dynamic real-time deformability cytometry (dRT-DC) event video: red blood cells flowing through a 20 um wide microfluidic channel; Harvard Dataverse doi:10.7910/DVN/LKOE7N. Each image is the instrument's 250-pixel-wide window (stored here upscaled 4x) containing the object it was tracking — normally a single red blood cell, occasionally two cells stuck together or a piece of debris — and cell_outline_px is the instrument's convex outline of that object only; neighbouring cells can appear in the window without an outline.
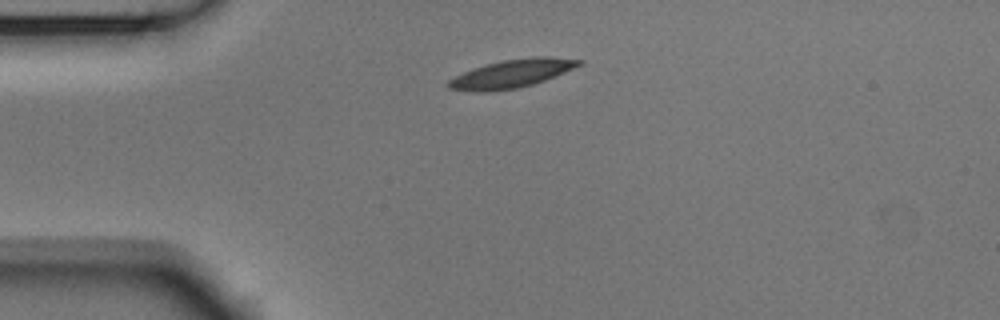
{"species": "Egyptian fruit bat (a non-hibernating species)", "species_latin": "Rousettus aegyptiacus", "temperature_condition": "room temperature", "stored_images_in_passage": 42, "camera_frame_rate_fps": 3000, "um_per_image_px": 0.085, "animal": {"sex": "male"}, "frame": {"image": 1, "passage_image": 1, "time_ms": 0.0, "image_size_px": [1000, 320], "cell_outline_px": [[584, 64], [544, 80], [520, 88], [488, 92], [476, 92], [448, 88], [444, 84], [448, 80], [472, 68], [504, 60], [532, 56], [548, 56], [584, 60]], "centroid_in_image_um": [43.5, 6.26], "position_along_channel_um": 41.5, "area_um2": 21.56}}
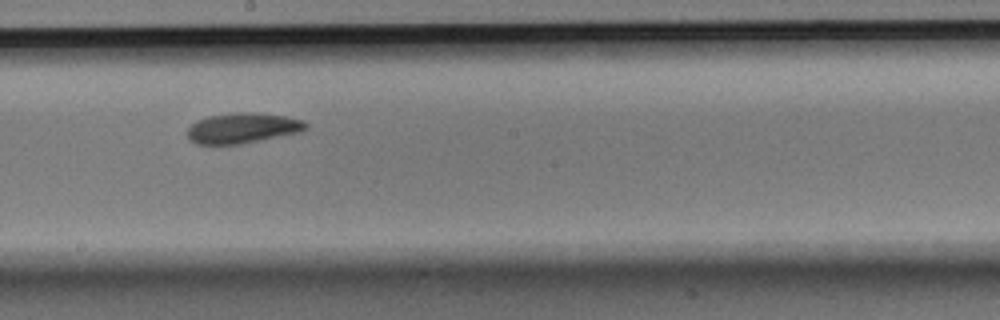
{"frame": {"image": 2, "passage_image": 18, "time_ms": 5.667, "image_size_px": [1000, 320], "cell_outline_px": [[308, 128], [300, 132], [240, 144], [196, 144], [188, 140], [188, 128], [196, 120], [208, 116], [232, 112], [256, 112], [288, 116], [304, 120], [308, 124]], "centroid_in_image_um": [20.63, 10.87], "position_along_channel_um": 227.6, "area_um2": 21.21}}
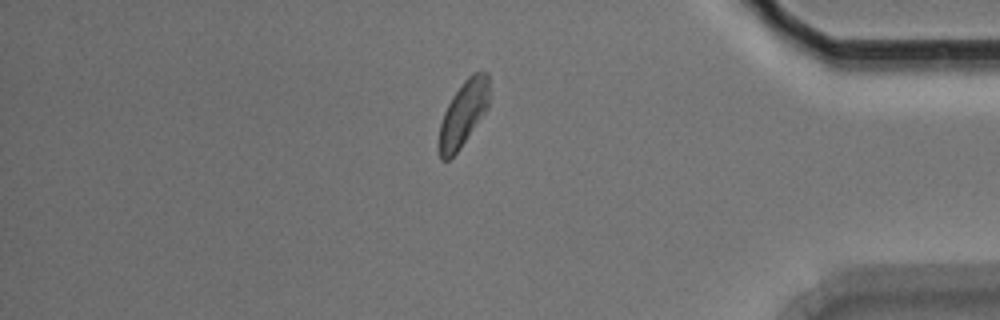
{"frame": {"image": 3, "passage_image": 34, "time_ms": 11.0, "image_size_px": [1000, 320], "cell_outline_px": [[488, 108], [460, 148], [448, 160], [440, 160], [440, 124], [444, 112], [452, 96], [464, 80], [472, 72], [488, 72]], "centroid_in_image_um": [39.39, 9.63], "position_along_channel_um": 395.8, "area_um2": 18.73}, "authors_computed_cell_mechanics": {"area_um2": 20.4034, "velocity_mm_per_s": 3.7104, "shape_relaxation_time_tau1_ms": 4.0912, "shape_relaxation_time_tau2_ms": 7.3889, "deformation_change_tau1": 0.1096, "deformation_change_tau2": 0.1485}}